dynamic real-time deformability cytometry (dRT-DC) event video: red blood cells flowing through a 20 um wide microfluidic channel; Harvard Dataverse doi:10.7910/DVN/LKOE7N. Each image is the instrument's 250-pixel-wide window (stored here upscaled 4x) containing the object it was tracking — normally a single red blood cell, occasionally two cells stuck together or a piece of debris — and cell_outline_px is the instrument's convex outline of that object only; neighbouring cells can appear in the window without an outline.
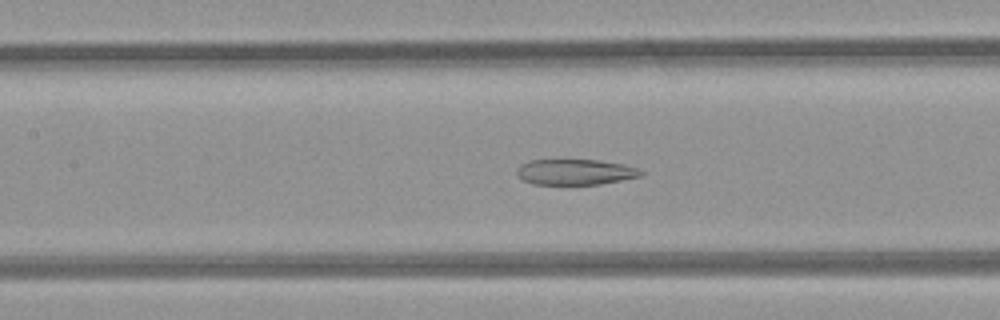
{"species": "common noctule bat (a hibernating species)", "species_latin": "Nyctalus noctula", "temperature_condition": "room temperature", "stored_images_in_passage": 50, "segment_of_instrument_passage": [1, 2], "camera_frame_rate_fps": 3000, "um_per_image_px": 0.085, "animal": {"sex": "female", "body_mass_g": 21.9}, "frame": {"image": 1, "passage_image": 22, "time_ms": 7.0, "image_size_px": [1000, 320], "cell_outline_px": [[644, 172], [640, 176], [600, 184], [532, 184], [516, 176], [516, 168], [520, 164], [528, 160], [600, 160], [624, 164], [636, 168]], "centroid_in_image_um": [48.84, 14.61], "position_along_channel_um": 158.6, "area_um2": 18.55}}
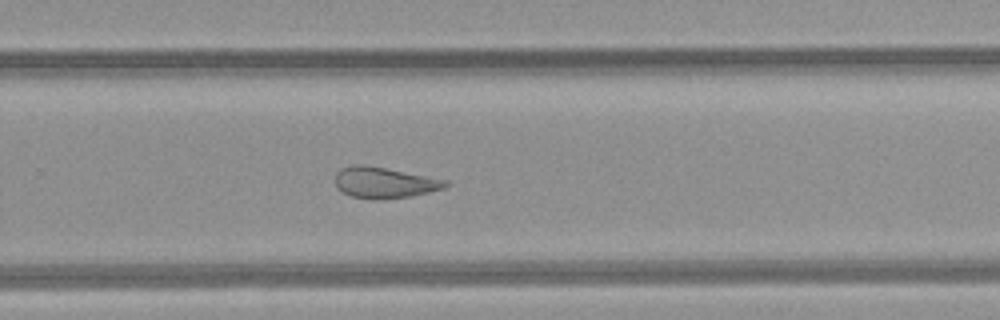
{"frame": {"image": 2, "passage_image": 32, "time_ms": 10.333, "image_size_px": [1000, 320], "cell_outline_px": [[448, 184], [444, 188], [428, 192], [408, 196], [384, 200], [376, 200], [352, 196], [340, 192], [336, 188], [336, 172], [340, 168], [356, 164], [360, 164], [384, 168], [448, 180]], "centroid_in_image_um": [32.62, 15.53], "position_along_channel_um": 297.2, "area_um2": 19.83}}
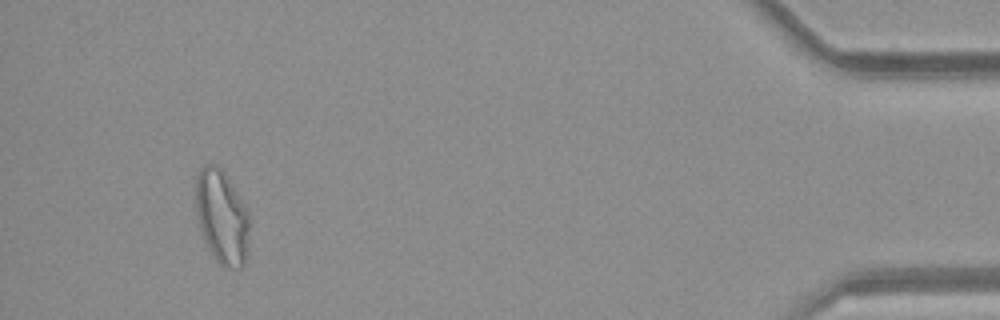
{"frame": {"image": 3, "passage_image": 46, "time_ms": 15.0, "image_size_px": [1000, 320], "cell_outline_px": [[248, 252], [244, 264], [240, 268], [224, 268], [212, 256], [204, 240], [200, 228], [196, 212], [196, 176], [200, 168], [208, 164], [220, 168], [224, 172], [244, 204], [248, 212]], "centroid_in_image_um": [18.85, 18.48], "position_along_channel_um": 416.3, "area_um2": 29.25}}